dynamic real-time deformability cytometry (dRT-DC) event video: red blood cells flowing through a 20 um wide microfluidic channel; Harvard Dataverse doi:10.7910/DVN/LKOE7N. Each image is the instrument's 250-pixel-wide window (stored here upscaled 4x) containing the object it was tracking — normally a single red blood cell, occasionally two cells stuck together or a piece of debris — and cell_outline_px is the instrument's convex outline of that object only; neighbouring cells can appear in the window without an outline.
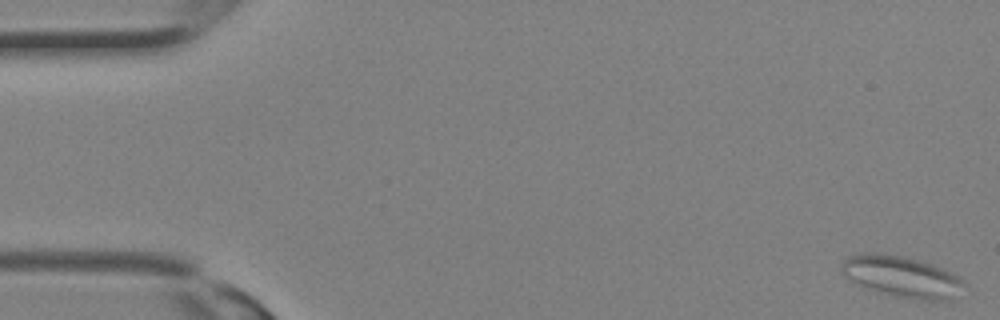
{"species": "Egyptian fruit bat (a non-hibernating species)", "species_latin": "Rousettus aegyptiacus", "temperature_condition": "room temperature", "stored_images_in_passage": 14, "camera_frame_rate_fps": 3000, "um_per_image_px": 0.085, "animal": {"sex": "female"}, "frame": {"image": 1, "passage_image": 1, "time_ms": 0.0, "image_size_px": [1000, 320], "cell_outline_px": [[964, 284], [948, 300], [924, 300], [896, 296], [868, 288], [844, 276], [840, 272], [840, 264], [848, 256], [868, 252], [876, 252], [904, 256], [920, 260], [944, 268], [960, 276]], "centroid_in_image_um": [76.61, 23.47], "position_along_channel_um": 8.4, "area_um2": 29.13}}
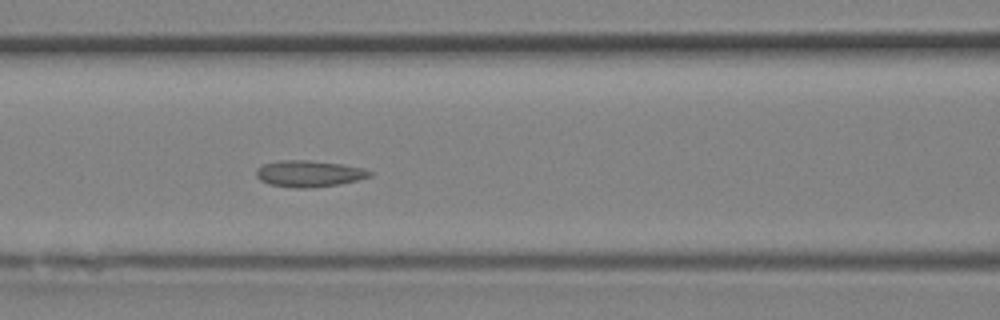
{"frame": {"image": 2, "passage_image": 14, "time_ms": 4.333, "image_size_px": [1000, 320], "cell_outline_px": [[372, 176], [340, 184], [312, 188], [292, 188], [268, 184], [260, 180], [256, 176], [256, 168], [264, 164], [280, 160], [308, 160], [340, 164], [364, 168], [372, 172]], "centroid_in_image_um": [26.24, 14.77], "position_along_channel_um": 140.4, "area_um2": 17.57}}